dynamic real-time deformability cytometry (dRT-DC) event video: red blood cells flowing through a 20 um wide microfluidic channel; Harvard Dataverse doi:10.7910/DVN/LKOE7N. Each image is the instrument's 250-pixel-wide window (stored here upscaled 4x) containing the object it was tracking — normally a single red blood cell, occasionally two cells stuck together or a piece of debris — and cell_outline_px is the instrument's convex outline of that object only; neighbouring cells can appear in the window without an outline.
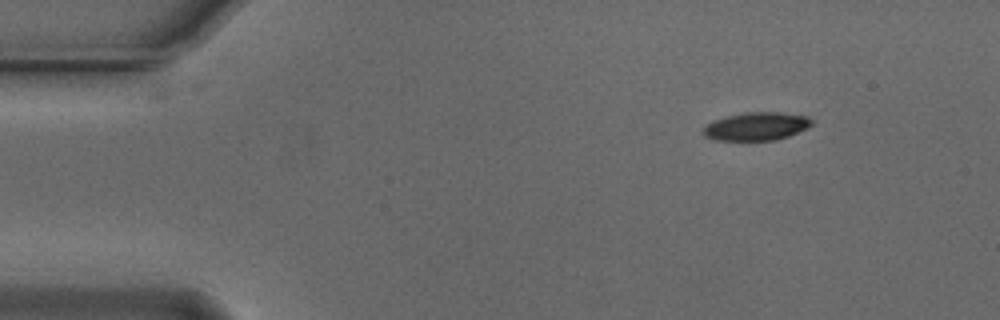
{"species": "Egyptian fruit bat (a non-hibernating species)", "species_latin": "Rousettus aegyptiacus", "temperature_condition": "cold", "stored_images_in_passage": 49, "camera_frame_rate_fps": 3000, "um_per_image_px": 0.085, "animal": {"sex": "male"}, "frame": {"image": 1, "passage_image": 1, "time_ms": 0.0, "image_size_px": [1000, 320], "cell_outline_px": [[812, 124], [808, 128], [788, 136], [776, 140], [712, 140], [704, 136], [704, 128], [708, 124], [716, 120], [728, 116], [748, 112], [776, 112], [808, 116], [812, 120]], "centroid_in_image_um": [64.33, 10.75], "position_along_channel_um": 20.7, "area_um2": 17.57}}
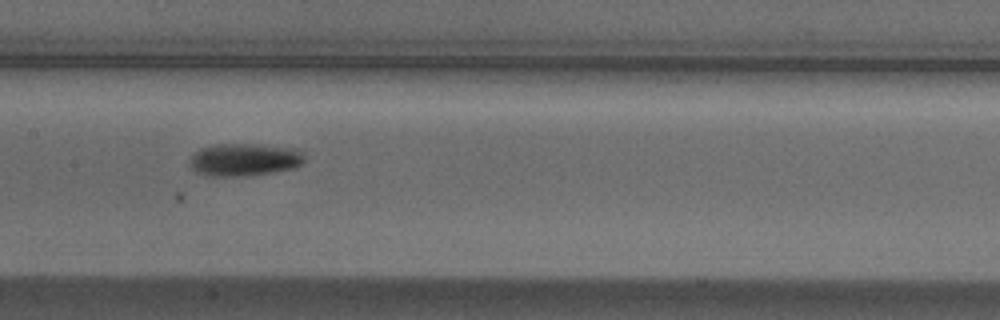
{"frame": {"image": 2, "passage_image": 21, "time_ms": 6.667, "image_size_px": [1000, 320], "cell_outline_px": [[304, 164], [296, 168], [272, 172], [244, 176], [208, 176], [196, 172], [192, 168], [192, 156], [200, 148], [220, 144], [260, 144], [296, 148], [304, 152]], "centroid_in_image_um": [20.86, 13.57], "position_along_channel_um": 186.5, "area_um2": 21.91}}
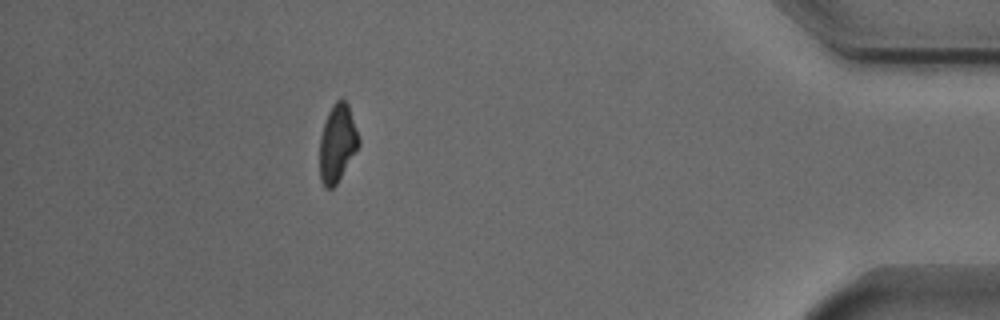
{"frame": {"image": 3, "passage_image": 43, "time_ms": 14.0, "image_size_px": [1000, 320], "cell_outline_px": [[360, 144], [336, 184], [332, 188], [324, 188], [320, 180], [320, 136], [328, 112], [332, 104], [336, 100], [344, 100], [348, 104], [360, 140]], "centroid_in_image_um": [28.66, 12.17], "position_along_channel_um": 406.5, "area_um2": 17.46}, "authors_computed_cell_mechanics": {"area_um2": 19.0162, "velocity_mm_per_s": 3.7417, "shape_relaxation_time_tau1_ms": 3.3192, "shape_relaxation_time_tau2_ms": null, "deformation_change_tau1": 0.1171, "deformation_change_tau2": null}}